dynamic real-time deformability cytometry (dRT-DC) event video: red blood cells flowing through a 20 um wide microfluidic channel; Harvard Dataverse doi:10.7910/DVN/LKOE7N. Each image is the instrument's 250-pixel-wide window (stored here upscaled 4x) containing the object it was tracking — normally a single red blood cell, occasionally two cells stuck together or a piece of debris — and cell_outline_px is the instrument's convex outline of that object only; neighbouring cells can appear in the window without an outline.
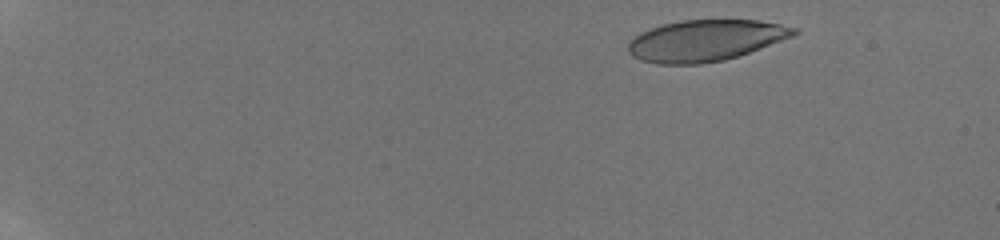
{"species": "human", "species_latin": "Homo sapiens", "temperature_condition": "room temperature", "stored_images_in_passage": 11, "camera_frame_rate_fps": 3000, "um_per_image_px": 0.085, "donor": {"sex": "male"}, "frame": {"image": 1, "passage_image": 3, "time_ms": 1.333, "image_size_px": [1000, 240], "cell_outline_px": [[800, 32], [792, 36], [760, 48], [724, 60], [700, 64], [656, 64], [640, 60], [632, 56], [628, 52], [628, 40], [640, 32], [648, 28], [680, 20], [760, 20], [780, 24], [796, 28]], "centroid_in_image_um": [59.9, 3.44], "position_along_channel_um": 25.1, "area_um2": 39.88}}
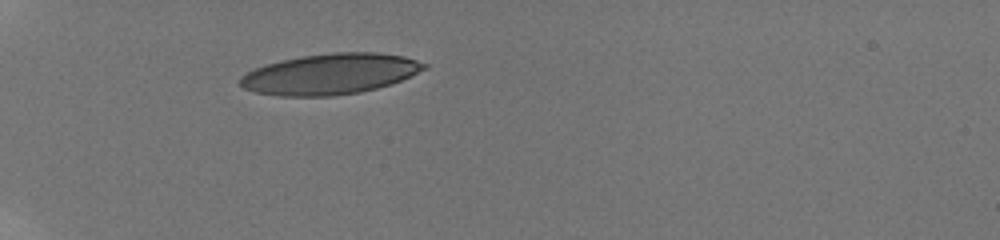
{"frame": {"image": 2, "passage_image": 9, "time_ms": 5.333, "image_size_px": [1000, 240], "cell_outline_px": [[428, 68], [400, 80], [376, 88], [360, 92], [332, 96], [280, 96], [256, 92], [244, 88], [236, 80], [240, 76], [256, 68], [280, 60], [304, 56], [332, 52], [376, 52], [404, 56], [428, 64]], "centroid_in_image_um": [28.05, 6.29], "position_along_channel_um": 56.9, "area_um2": 43.47}}